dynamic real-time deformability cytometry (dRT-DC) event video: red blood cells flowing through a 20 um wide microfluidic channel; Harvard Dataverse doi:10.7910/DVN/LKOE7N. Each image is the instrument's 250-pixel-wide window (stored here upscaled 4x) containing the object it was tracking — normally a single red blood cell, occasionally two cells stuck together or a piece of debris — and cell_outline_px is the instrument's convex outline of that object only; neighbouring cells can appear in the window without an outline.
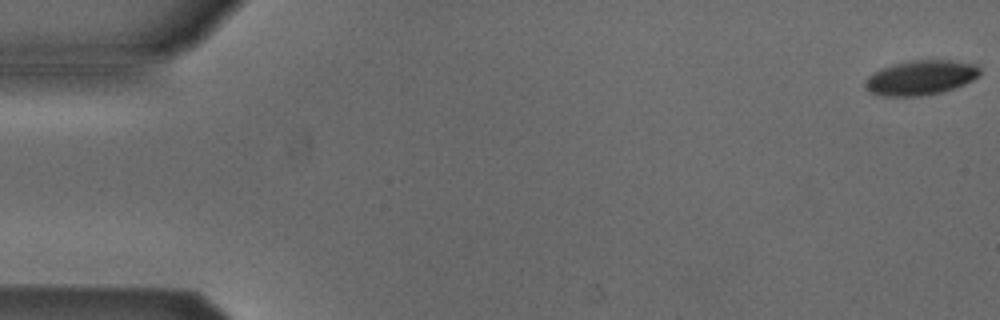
{"species": "Egyptian fruit bat (a non-hibernating species)", "species_latin": "Rousettus aegyptiacus", "temperature_condition": "cold", "stored_images_in_passage": 6, "segment_of_instrument_passage": [1, 2], "camera_frame_rate_fps": 3000, "um_per_image_px": 0.085, "animal": {"sex": "male"}, "frame": {"image": 1, "passage_image": 1, "time_ms": 0.0, "image_size_px": [1000, 320], "cell_outline_px": [[980, 76], [964, 84], [940, 92], [920, 96], [884, 96], [868, 92], [864, 88], [864, 80], [872, 72], [880, 68], [892, 64], [908, 60], [956, 60], [976, 64], [980, 68]], "centroid_in_image_um": [78.22, 6.58], "position_along_channel_um": 6.8, "area_um2": 23.52}}